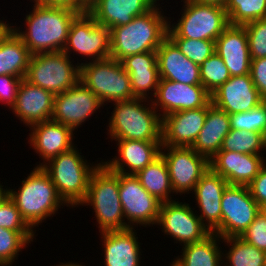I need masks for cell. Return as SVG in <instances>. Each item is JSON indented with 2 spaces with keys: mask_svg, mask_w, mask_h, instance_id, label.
<instances>
[{
  "mask_svg": "<svg viewBox=\"0 0 266 266\" xmlns=\"http://www.w3.org/2000/svg\"><path fill=\"white\" fill-rule=\"evenodd\" d=\"M33 3V10L25 15V31L12 25L13 31L23 40L31 55L63 51L71 23L79 12L44 6L34 0Z\"/></svg>",
  "mask_w": 266,
  "mask_h": 266,
  "instance_id": "obj_1",
  "label": "cell"
},
{
  "mask_svg": "<svg viewBox=\"0 0 266 266\" xmlns=\"http://www.w3.org/2000/svg\"><path fill=\"white\" fill-rule=\"evenodd\" d=\"M162 12L158 3L147 13L134 17L128 24L111 28L110 58L121 61L130 55L156 52L167 38L169 25V19Z\"/></svg>",
  "mask_w": 266,
  "mask_h": 266,
  "instance_id": "obj_2",
  "label": "cell"
},
{
  "mask_svg": "<svg viewBox=\"0 0 266 266\" xmlns=\"http://www.w3.org/2000/svg\"><path fill=\"white\" fill-rule=\"evenodd\" d=\"M112 104L107 126L112 140L162 141V118L151 100L133 98Z\"/></svg>",
  "mask_w": 266,
  "mask_h": 266,
  "instance_id": "obj_3",
  "label": "cell"
},
{
  "mask_svg": "<svg viewBox=\"0 0 266 266\" xmlns=\"http://www.w3.org/2000/svg\"><path fill=\"white\" fill-rule=\"evenodd\" d=\"M21 183L18 190L9 189V197L32 229L66 204L42 167H34Z\"/></svg>",
  "mask_w": 266,
  "mask_h": 266,
  "instance_id": "obj_4",
  "label": "cell"
},
{
  "mask_svg": "<svg viewBox=\"0 0 266 266\" xmlns=\"http://www.w3.org/2000/svg\"><path fill=\"white\" fill-rule=\"evenodd\" d=\"M81 205L92 206L100 233L129 229L119 196V173L109 170L101 161L91 174Z\"/></svg>",
  "mask_w": 266,
  "mask_h": 266,
  "instance_id": "obj_5",
  "label": "cell"
},
{
  "mask_svg": "<svg viewBox=\"0 0 266 266\" xmlns=\"http://www.w3.org/2000/svg\"><path fill=\"white\" fill-rule=\"evenodd\" d=\"M76 148L57 155L42 166L69 208L78 207L85 200L91 174L100 164L88 163Z\"/></svg>",
  "mask_w": 266,
  "mask_h": 266,
  "instance_id": "obj_6",
  "label": "cell"
},
{
  "mask_svg": "<svg viewBox=\"0 0 266 266\" xmlns=\"http://www.w3.org/2000/svg\"><path fill=\"white\" fill-rule=\"evenodd\" d=\"M80 63L79 80L104 105L136 98L131 88L130 75L120 61L112 58ZM106 103V104H105Z\"/></svg>",
  "mask_w": 266,
  "mask_h": 266,
  "instance_id": "obj_7",
  "label": "cell"
},
{
  "mask_svg": "<svg viewBox=\"0 0 266 266\" xmlns=\"http://www.w3.org/2000/svg\"><path fill=\"white\" fill-rule=\"evenodd\" d=\"M183 11L177 23L169 20L168 38H188L216 41L229 25L225 8L183 0Z\"/></svg>",
  "mask_w": 266,
  "mask_h": 266,
  "instance_id": "obj_8",
  "label": "cell"
},
{
  "mask_svg": "<svg viewBox=\"0 0 266 266\" xmlns=\"http://www.w3.org/2000/svg\"><path fill=\"white\" fill-rule=\"evenodd\" d=\"M72 62L74 59L71 61L63 51L31 55L25 79L54 96L58 95L79 81L80 63L74 65Z\"/></svg>",
  "mask_w": 266,
  "mask_h": 266,
  "instance_id": "obj_9",
  "label": "cell"
},
{
  "mask_svg": "<svg viewBox=\"0 0 266 266\" xmlns=\"http://www.w3.org/2000/svg\"><path fill=\"white\" fill-rule=\"evenodd\" d=\"M80 54L91 61L110 58V28L98 24L89 12L79 13L72 21L63 52ZM71 52V53H70Z\"/></svg>",
  "mask_w": 266,
  "mask_h": 266,
  "instance_id": "obj_10",
  "label": "cell"
},
{
  "mask_svg": "<svg viewBox=\"0 0 266 266\" xmlns=\"http://www.w3.org/2000/svg\"><path fill=\"white\" fill-rule=\"evenodd\" d=\"M221 210V225L214 231L221 238L240 237L260 213L258 203L245 185H227Z\"/></svg>",
  "mask_w": 266,
  "mask_h": 266,
  "instance_id": "obj_11",
  "label": "cell"
},
{
  "mask_svg": "<svg viewBox=\"0 0 266 266\" xmlns=\"http://www.w3.org/2000/svg\"><path fill=\"white\" fill-rule=\"evenodd\" d=\"M160 154L166 161L172 189L180 196L191 193L210 168V160L192 147L161 146Z\"/></svg>",
  "mask_w": 266,
  "mask_h": 266,
  "instance_id": "obj_12",
  "label": "cell"
},
{
  "mask_svg": "<svg viewBox=\"0 0 266 266\" xmlns=\"http://www.w3.org/2000/svg\"><path fill=\"white\" fill-rule=\"evenodd\" d=\"M119 196L129 228L157 224L162 202L147 192L135 175L119 173Z\"/></svg>",
  "mask_w": 266,
  "mask_h": 266,
  "instance_id": "obj_13",
  "label": "cell"
},
{
  "mask_svg": "<svg viewBox=\"0 0 266 266\" xmlns=\"http://www.w3.org/2000/svg\"><path fill=\"white\" fill-rule=\"evenodd\" d=\"M190 204L169 201L161 204L157 226H162L165 235H170L183 245L203 240L211 232L202 223Z\"/></svg>",
  "mask_w": 266,
  "mask_h": 266,
  "instance_id": "obj_14",
  "label": "cell"
},
{
  "mask_svg": "<svg viewBox=\"0 0 266 266\" xmlns=\"http://www.w3.org/2000/svg\"><path fill=\"white\" fill-rule=\"evenodd\" d=\"M101 107L99 98L79 80L67 91L54 96L51 120L75 131Z\"/></svg>",
  "mask_w": 266,
  "mask_h": 266,
  "instance_id": "obj_15",
  "label": "cell"
},
{
  "mask_svg": "<svg viewBox=\"0 0 266 266\" xmlns=\"http://www.w3.org/2000/svg\"><path fill=\"white\" fill-rule=\"evenodd\" d=\"M151 99L152 105L161 118L183 110L208 107L211 104V94L202 85H187L167 79H160ZM161 109V110H159Z\"/></svg>",
  "mask_w": 266,
  "mask_h": 266,
  "instance_id": "obj_16",
  "label": "cell"
},
{
  "mask_svg": "<svg viewBox=\"0 0 266 266\" xmlns=\"http://www.w3.org/2000/svg\"><path fill=\"white\" fill-rule=\"evenodd\" d=\"M29 128L28 142L43 160L37 167H42L50 159L75 147L74 130L67 125L48 120Z\"/></svg>",
  "mask_w": 266,
  "mask_h": 266,
  "instance_id": "obj_17",
  "label": "cell"
},
{
  "mask_svg": "<svg viewBox=\"0 0 266 266\" xmlns=\"http://www.w3.org/2000/svg\"><path fill=\"white\" fill-rule=\"evenodd\" d=\"M263 101L250 74L231 76L211 94V103L229 115L250 111Z\"/></svg>",
  "mask_w": 266,
  "mask_h": 266,
  "instance_id": "obj_18",
  "label": "cell"
},
{
  "mask_svg": "<svg viewBox=\"0 0 266 266\" xmlns=\"http://www.w3.org/2000/svg\"><path fill=\"white\" fill-rule=\"evenodd\" d=\"M207 107L170 113L162 118V146L191 147L203 128Z\"/></svg>",
  "mask_w": 266,
  "mask_h": 266,
  "instance_id": "obj_19",
  "label": "cell"
},
{
  "mask_svg": "<svg viewBox=\"0 0 266 266\" xmlns=\"http://www.w3.org/2000/svg\"><path fill=\"white\" fill-rule=\"evenodd\" d=\"M54 106V95L35 86L25 78L21 80L12 106L13 114L28 127L43 121L51 120Z\"/></svg>",
  "mask_w": 266,
  "mask_h": 266,
  "instance_id": "obj_20",
  "label": "cell"
},
{
  "mask_svg": "<svg viewBox=\"0 0 266 266\" xmlns=\"http://www.w3.org/2000/svg\"><path fill=\"white\" fill-rule=\"evenodd\" d=\"M265 163L263 155L219 151L211 160L210 168L230 185L248 186Z\"/></svg>",
  "mask_w": 266,
  "mask_h": 266,
  "instance_id": "obj_21",
  "label": "cell"
},
{
  "mask_svg": "<svg viewBox=\"0 0 266 266\" xmlns=\"http://www.w3.org/2000/svg\"><path fill=\"white\" fill-rule=\"evenodd\" d=\"M215 52L222 58L231 76L250 74L251 57L244 26L229 24L216 39Z\"/></svg>",
  "mask_w": 266,
  "mask_h": 266,
  "instance_id": "obj_22",
  "label": "cell"
},
{
  "mask_svg": "<svg viewBox=\"0 0 266 266\" xmlns=\"http://www.w3.org/2000/svg\"><path fill=\"white\" fill-rule=\"evenodd\" d=\"M227 185L226 179L209 168L192 191L201 212L198 216L210 232H214L221 225V200Z\"/></svg>",
  "mask_w": 266,
  "mask_h": 266,
  "instance_id": "obj_23",
  "label": "cell"
},
{
  "mask_svg": "<svg viewBox=\"0 0 266 266\" xmlns=\"http://www.w3.org/2000/svg\"><path fill=\"white\" fill-rule=\"evenodd\" d=\"M118 157L102 163L111 171L135 175L155 160L161 151L162 141L115 140ZM126 167V168H125Z\"/></svg>",
  "mask_w": 266,
  "mask_h": 266,
  "instance_id": "obj_24",
  "label": "cell"
},
{
  "mask_svg": "<svg viewBox=\"0 0 266 266\" xmlns=\"http://www.w3.org/2000/svg\"><path fill=\"white\" fill-rule=\"evenodd\" d=\"M160 79L201 85L200 66L189 60L167 37L156 50Z\"/></svg>",
  "mask_w": 266,
  "mask_h": 266,
  "instance_id": "obj_25",
  "label": "cell"
},
{
  "mask_svg": "<svg viewBox=\"0 0 266 266\" xmlns=\"http://www.w3.org/2000/svg\"><path fill=\"white\" fill-rule=\"evenodd\" d=\"M134 228L101 232L104 266H140L141 251Z\"/></svg>",
  "mask_w": 266,
  "mask_h": 266,
  "instance_id": "obj_26",
  "label": "cell"
},
{
  "mask_svg": "<svg viewBox=\"0 0 266 266\" xmlns=\"http://www.w3.org/2000/svg\"><path fill=\"white\" fill-rule=\"evenodd\" d=\"M120 62L130 75L133 95L136 98L151 100L150 96L154 97L160 80L157 53L151 51L138 53L127 56Z\"/></svg>",
  "mask_w": 266,
  "mask_h": 266,
  "instance_id": "obj_27",
  "label": "cell"
},
{
  "mask_svg": "<svg viewBox=\"0 0 266 266\" xmlns=\"http://www.w3.org/2000/svg\"><path fill=\"white\" fill-rule=\"evenodd\" d=\"M159 0H99L88 12L107 28L125 25L150 11Z\"/></svg>",
  "mask_w": 266,
  "mask_h": 266,
  "instance_id": "obj_28",
  "label": "cell"
},
{
  "mask_svg": "<svg viewBox=\"0 0 266 266\" xmlns=\"http://www.w3.org/2000/svg\"><path fill=\"white\" fill-rule=\"evenodd\" d=\"M230 130L229 114L211 103L207 107L203 128L191 147L211 160L220 151L223 139Z\"/></svg>",
  "mask_w": 266,
  "mask_h": 266,
  "instance_id": "obj_29",
  "label": "cell"
},
{
  "mask_svg": "<svg viewBox=\"0 0 266 266\" xmlns=\"http://www.w3.org/2000/svg\"><path fill=\"white\" fill-rule=\"evenodd\" d=\"M221 240L220 236L211 232L201 241L181 245L183 252L172 263L175 266H223Z\"/></svg>",
  "mask_w": 266,
  "mask_h": 266,
  "instance_id": "obj_30",
  "label": "cell"
},
{
  "mask_svg": "<svg viewBox=\"0 0 266 266\" xmlns=\"http://www.w3.org/2000/svg\"><path fill=\"white\" fill-rule=\"evenodd\" d=\"M30 57L23 40L12 30L0 44V75L25 78Z\"/></svg>",
  "mask_w": 266,
  "mask_h": 266,
  "instance_id": "obj_31",
  "label": "cell"
},
{
  "mask_svg": "<svg viewBox=\"0 0 266 266\" xmlns=\"http://www.w3.org/2000/svg\"><path fill=\"white\" fill-rule=\"evenodd\" d=\"M135 177L147 192L155 196L162 203L174 201L171 197L174 191L172 189L168 167L161 154L144 169L138 171Z\"/></svg>",
  "mask_w": 266,
  "mask_h": 266,
  "instance_id": "obj_32",
  "label": "cell"
},
{
  "mask_svg": "<svg viewBox=\"0 0 266 266\" xmlns=\"http://www.w3.org/2000/svg\"><path fill=\"white\" fill-rule=\"evenodd\" d=\"M222 240V243L230 247L227 252H222L223 266H266V253L242 238L230 237Z\"/></svg>",
  "mask_w": 266,
  "mask_h": 266,
  "instance_id": "obj_33",
  "label": "cell"
},
{
  "mask_svg": "<svg viewBox=\"0 0 266 266\" xmlns=\"http://www.w3.org/2000/svg\"><path fill=\"white\" fill-rule=\"evenodd\" d=\"M266 150V136L259 132L234 130L225 136L220 151L240 152L243 154L262 155Z\"/></svg>",
  "mask_w": 266,
  "mask_h": 266,
  "instance_id": "obj_34",
  "label": "cell"
},
{
  "mask_svg": "<svg viewBox=\"0 0 266 266\" xmlns=\"http://www.w3.org/2000/svg\"><path fill=\"white\" fill-rule=\"evenodd\" d=\"M34 231L0 228V266H12L16 262L19 252L33 242L36 230Z\"/></svg>",
  "mask_w": 266,
  "mask_h": 266,
  "instance_id": "obj_35",
  "label": "cell"
},
{
  "mask_svg": "<svg viewBox=\"0 0 266 266\" xmlns=\"http://www.w3.org/2000/svg\"><path fill=\"white\" fill-rule=\"evenodd\" d=\"M225 10L230 25L244 26L266 18V0H228Z\"/></svg>",
  "mask_w": 266,
  "mask_h": 266,
  "instance_id": "obj_36",
  "label": "cell"
},
{
  "mask_svg": "<svg viewBox=\"0 0 266 266\" xmlns=\"http://www.w3.org/2000/svg\"><path fill=\"white\" fill-rule=\"evenodd\" d=\"M231 77L222 58L215 52L200 66L201 85L212 94Z\"/></svg>",
  "mask_w": 266,
  "mask_h": 266,
  "instance_id": "obj_37",
  "label": "cell"
},
{
  "mask_svg": "<svg viewBox=\"0 0 266 266\" xmlns=\"http://www.w3.org/2000/svg\"><path fill=\"white\" fill-rule=\"evenodd\" d=\"M231 129L259 132L266 136V101L250 111L230 114Z\"/></svg>",
  "mask_w": 266,
  "mask_h": 266,
  "instance_id": "obj_38",
  "label": "cell"
},
{
  "mask_svg": "<svg viewBox=\"0 0 266 266\" xmlns=\"http://www.w3.org/2000/svg\"><path fill=\"white\" fill-rule=\"evenodd\" d=\"M177 48L189 60L198 66L215 53V41L188 39V38H169Z\"/></svg>",
  "mask_w": 266,
  "mask_h": 266,
  "instance_id": "obj_39",
  "label": "cell"
},
{
  "mask_svg": "<svg viewBox=\"0 0 266 266\" xmlns=\"http://www.w3.org/2000/svg\"><path fill=\"white\" fill-rule=\"evenodd\" d=\"M251 59L266 57V18L244 25Z\"/></svg>",
  "mask_w": 266,
  "mask_h": 266,
  "instance_id": "obj_40",
  "label": "cell"
},
{
  "mask_svg": "<svg viewBox=\"0 0 266 266\" xmlns=\"http://www.w3.org/2000/svg\"><path fill=\"white\" fill-rule=\"evenodd\" d=\"M0 228L13 231H33L26 221L22 218L20 211L14 202L8 197L0 205Z\"/></svg>",
  "mask_w": 266,
  "mask_h": 266,
  "instance_id": "obj_41",
  "label": "cell"
},
{
  "mask_svg": "<svg viewBox=\"0 0 266 266\" xmlns=\"http://www.w3.org/2000/svg\"><path fill=\"white\" fill-rule=\"evenodd\" d=\"M240 238L266 253V218L259 213Z\"/></svg>",
  "mask_w": 266,
  "mask_h": 266,
  "instance_id": "obj_42",
  "label": "cell"
},
{
  "mask_svg": "<svg viewBox=\"0 0 266 266\" xmlns=\"http://www.w3.org/2000/svg\"><path fill=\"white\" fill-rule=\"evenodd\" d=\"M23 78L12 75H0V103H5L9 110L16 101L18 88Z\"/></svg>",
  "mask_w": 266,
  "mask_h": 266,
  "instance_id": "obj_43",
  "label": "cell"
},
{
  "mask_svg": "<svg viewBox=\"0 0 266 266\" xmlns=\"http://www.w3.org/2000/svg\"><path fill=\"white\" fill-rule=\"evenodd\" d=\"M250 75L261 98L266 101V57L251 59Z\"/></svg>",
  "mask_w": 266,
  "mask_h": 266,
  "instance_id": "obj_44",
  "label": "cell"
},
{
  "mask_svg": "<svg viewBox=\"0 0 266 266\" xmlns=\"http://www.w3.org/2000/svg\"><path fill=\"white\" fill-rule=\"evenodd\" d=\"M252 198L261 205L266 203V162L257 177L248 185Z\"/></svg>",
  "mask_w": 266,
  "mask_h": 266,
  "instance_id": "obj_45",
  "label": "cell"
},
{
  "mask_svg": "<svg viewBox=\"0 0 266 266\" xmlns=\"http://www.w3.org/2000/svg\"><path fill=\"white\" fill-rule=\"evenodd\" d=\"M44 6L65 7L80 13V0H34Z\"/></svg>",
  "mask_w": 266,
  "mask_h": 266,
  "instance_id": "obj_46",
  "label": "cell"
},
{
  "mask_svg": "<svg viewBox=\"0 0 266 266\" xmlns=\"http://www.w3.org/2000/svg\"><path fill=\"white\" fill-rule=\"evenodd\" d=\"M12 30L13 26L4 22V20H0V44Z\"/></svg>",
  "mask_w": 266,
  "mask_h": 266,
  "instance_id": "obj_47",
  "label": "cell"
},
{
  "mask_svg": "<svg viewBox=\"0 0 266 266\" xmlns=\"http://www.w3.org/2000/svg\"><path fill=\"white\" fill-rule=\"evenodd\" d=\"M99 0H80V13L88 12Z\"/></svg>",
  "mask_w": 266,
  "mask_h": 266,
  "instance_id": "obj_48",
  "label": "cell"
},
{
  "mask_svg": "<svg viewBox=\"0 0 266 266\" xmlns=\"http://www.w3.org/2000/svg\"><path fill=\"white\" fill-rule=\"evenodd\" d=\"M199 4L216 5L225 8L228 0H194Z\"/></svg>",
  "mask_w": 266,
  "mask_h": 266,
  "instance_id": "obj_49",
  "label": "cell"
},
{
  "mask_svg": "<svg viewBox=\"0 0 266 266\" xmlns=\"http://www.w3.org/2000/svg\"><path fill=\"white\" fill-rule=\"evenodd\" d=\"M9 197V189H4L0 183V205Z\"/></svg>",
  "mask_w": 266,
  "mask_h": 266,
  "instance_id": "obj_50",
  "label": "cell"
},
{
  "mask_svg": "<svg viewBox=\"0 0 266 266\" xmlns=\"http://www.w3.org/2000/svg\"><path fill=\"white\" fill-rule=\"evenodd\" d=\"M259 212L266 218V203L259 205Z\"/></svg>",
  "mask_w": 266,
  "mask_h": 266,
  "instance_id": "obj_51",
  "label": "cell"
},
{
  "mask_svg": "<svg viewBox=\"0 0 266 266\" xmlns=\"http://www.w3.org/2000/svg\"><path fill=\"white\" fill-rule=\"evenodd\" d=\"M55 266V265H54ZM56 266H84L83 264L81 265V264H78V263H70V262H68V263H60V264H58V265H56Z\"/></svg>",
  "mask_w": 266,
  "mask_h": 266,
  "instance_id": "obj_52",
  "label": "cell"
}]
</instances>
